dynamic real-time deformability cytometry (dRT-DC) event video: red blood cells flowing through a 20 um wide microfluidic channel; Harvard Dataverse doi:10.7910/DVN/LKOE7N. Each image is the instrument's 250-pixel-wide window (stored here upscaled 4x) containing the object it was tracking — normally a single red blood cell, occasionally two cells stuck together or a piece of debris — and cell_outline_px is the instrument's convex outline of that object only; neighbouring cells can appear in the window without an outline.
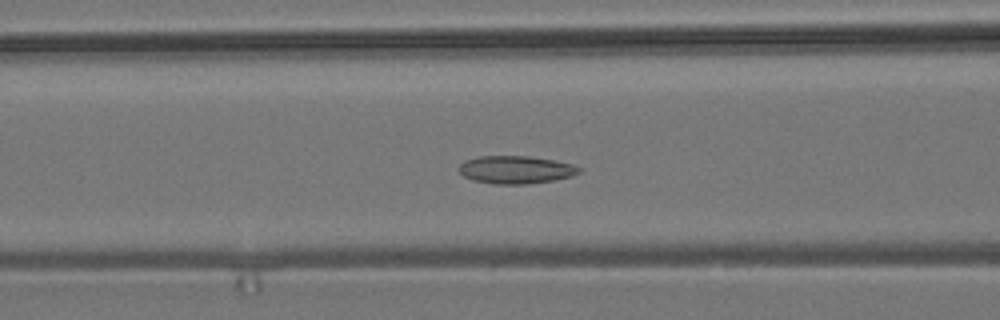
{"species": "common noctule bat (a hibernating species)", "species_latin": "Nyctalus noctula", "temperature_condition": "room temperature", "stored_images_in_passage": 42, "camera_frame_rate_fps": 3000, "um_per_image_px": 0.085, "animal": {"sex": "male", "body_mass_g": 19.2, "forearm_length_mm": 51.8}, "frame": {"image": 1, "passage_image": 9, "time_ms": 2.667, "image_size_px": [1000, 320], "cell_outline_px": [[580, 172], [572, 176], [552, 180], [528, 184], [496, 184], [472, 180], [464, 176], [460, 172], [460, 164], [464, 160], [480, 156], [528, 156], [552, 160], [572, 164], [580, 168]], "centroid_in_image_um": [43.82, 14.42], "position_along_channel_um": 122.8, "area_um2": 19.31}}
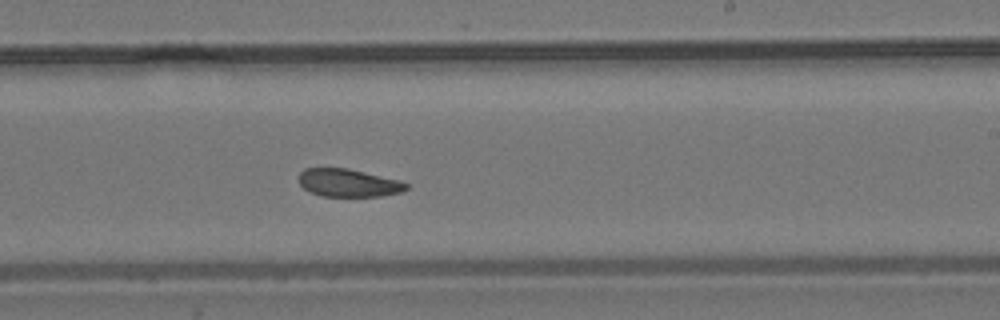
{"frame": {"image": 2, "passage_image": 20, "time_ms": 6.333, "image_size_px": [1000, 320], "cell_outline_px": [[408, 188], [404, 192], [380, 196], [320, 196], [304, 188], [300, 184], [300, 172], [304, 168], [348, 168], [400, 180], [408, 184]], "centroid_in_image_um": [29.65, 15.54], "position_along_channel_um": 259.3, "area_um2": 17.46}}
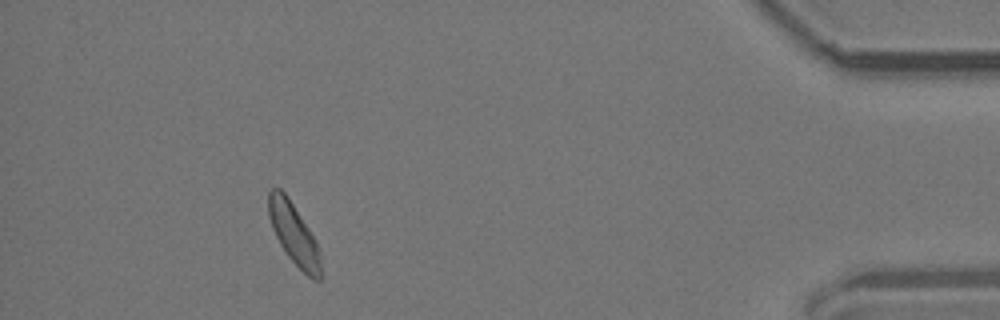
{"frame": {"image": 3, "passage_image": 37, "time_ms": 12.0, "image_size_px": [1000, 320], "cell_outline_px": [[320, 280], [312, 280], [288, 256], [280, 244], [272, 228], [268, 216], [268, 192], [272, 188], [280, 188], [288, 196], [316, 240], [320, 252]], "centroid_in_image_um": [24.96, 19.85], "position_along_channel_um": 410.2, "area_um2": 18.5}, "authors_computed_cell_mechanics": {"area_um2": 18.8428, "velocity_mm_per_s": 3.7263, "shape_relaxation_time_tau1_ms": 10.1839, "shape_relaxation_time_tau2_ms": 3.0636, "deformation_change_tau1": 0.1356, "deformation_change_tau2": 0.0854}}